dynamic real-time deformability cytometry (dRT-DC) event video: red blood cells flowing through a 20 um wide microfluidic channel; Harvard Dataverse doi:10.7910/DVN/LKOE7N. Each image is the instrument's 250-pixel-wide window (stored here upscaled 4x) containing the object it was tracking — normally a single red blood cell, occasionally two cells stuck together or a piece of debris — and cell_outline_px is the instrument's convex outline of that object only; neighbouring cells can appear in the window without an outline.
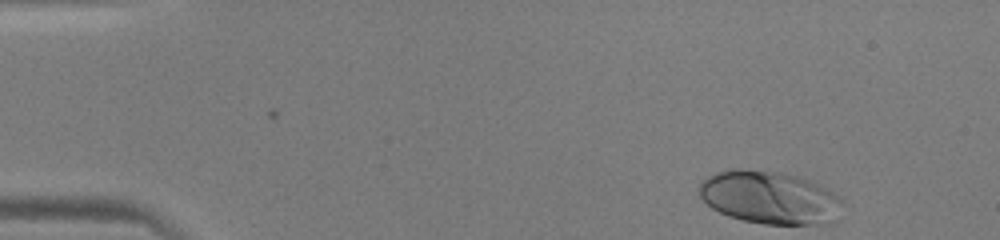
{"species": "human", "species_latin": "Homo sapiens", "temperature_condition": "warm", "stored_images_in_passage": 43, "camera_frame_rate_fps": 3000, "um_per_image_px": 0.085, "donor": {"sex": "male"}, "frame": {"image": 1, "passage_image": 1, "time_ms": 0.0, "image_size_px": [1000, 240], "cell_outline_px": [[840, 200], [832, 224], [764, 224], [744, 220], [728, 216], [712, 208], [700, 196], [700, 180], [716, 172], [732, 168], [740, 168], [780, 172], [812, 180], [832, 192]], "centroid_in_image_um": [65.35, 16.77], "position_along_channel_um": 19.6, "area_um2": 43.87}}
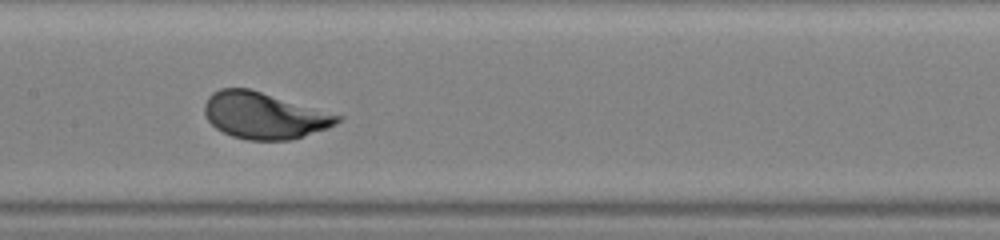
{"frame": {"image": 2, "passage_image": 20, "time_ms": 6.333, "image_size_px": [1000, 240], "cell_outline_px": [[344, 116], [336, 124], [328, 128], [292, 140], [248, 140], [232, 136], [216, 128], [208, 120], [204, 112], [204, 104], [208, 96], [212, 92], [220, 88], [248, 88]], "centroid_in_image_um": [22.45, 9.82], "position_along_channel_um": 185.0, "area_um2": 35.95}}
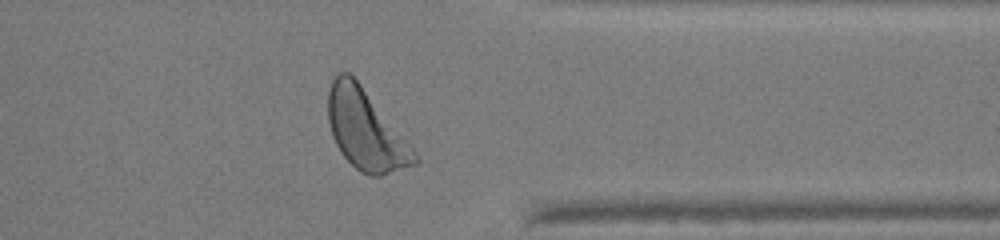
{"frame": {"image": 3, "passage_image": 34, "time_ms": 11.0, "image_size_px": [1000, 240], "cell_outline_px": [[420, 160], [416, 164], [380, 176], [372, 176], [360, 172], [340, 152], [332, 136], [328, 120], [328, 92], [332, 80], [340, 72], [348, 72], [360, 84], [412, 144]], "centroid_in_image_um": [31.11, 11.06], "position_along_channel_um": 380.3, "area_um2": 40.17}}